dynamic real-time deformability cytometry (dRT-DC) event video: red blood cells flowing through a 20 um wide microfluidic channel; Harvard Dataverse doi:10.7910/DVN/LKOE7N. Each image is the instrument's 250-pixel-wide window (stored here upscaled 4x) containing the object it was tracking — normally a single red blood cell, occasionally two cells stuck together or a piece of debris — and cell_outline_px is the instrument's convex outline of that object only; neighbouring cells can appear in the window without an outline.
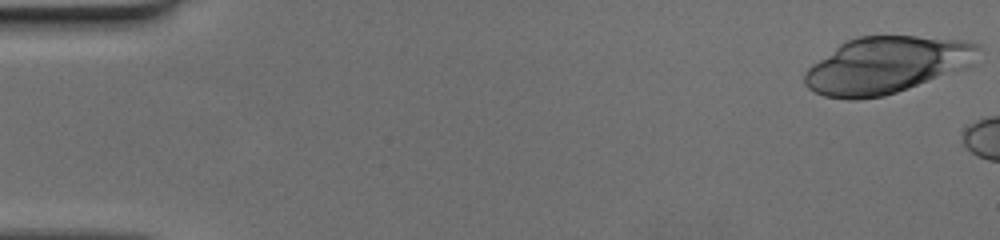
{"species": "human", "species_latin": "Homo sapiens", "temperature_condition": "cold", "stored_images_in_passage": 7, "camera_frame_rate_fps": 3000, "um_per_image_px": 0.085, "donor": {"sex": "female"}, "frame": {"image": 1, "passage_image": 1, "time_ms": 0.0, "image_size_px": [1000, 240], "cell_outline_px": [[980, 48], [976, 64], [968, 68], [884, 96], [860, 100], [848, 100], [824, 96], [808, 88], [804, 84], [804, 72], [812, 64], [840, 44], [848, 40], [860, 36], [916, 36], [960, 40], [976, 44]], "centroid_in_image_um": [75.37, 5.55], "position_along_channel_um": 9.6, "area_um2": 57.57}}